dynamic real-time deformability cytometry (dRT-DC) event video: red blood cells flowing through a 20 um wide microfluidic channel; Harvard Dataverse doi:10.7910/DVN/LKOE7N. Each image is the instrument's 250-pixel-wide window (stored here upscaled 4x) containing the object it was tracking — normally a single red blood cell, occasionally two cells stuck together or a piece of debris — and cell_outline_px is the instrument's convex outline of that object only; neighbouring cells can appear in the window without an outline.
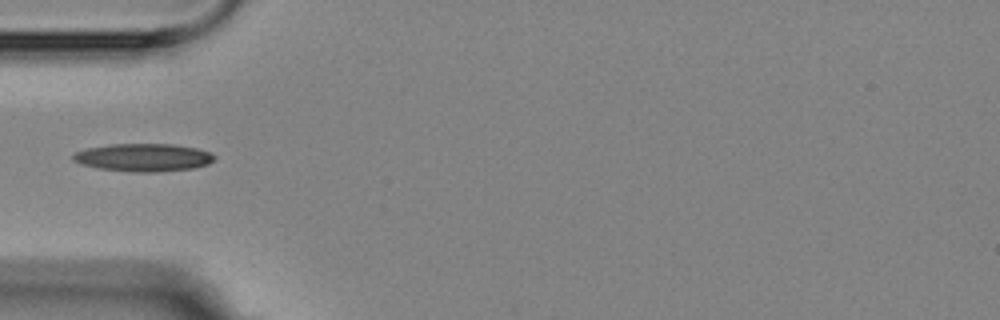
{"species": "Egyptian fruit bat (a non-hibernating species)", "species_latin": "Rousettus aegyptiacus", "temperature_condition": "room temperature", "stored_images_in_passage": 12, "camera_frame_rate_fps": 3000, "um_per_image_px": 0.085, "animal": {"sex": "female"}, "frame": {"image": 1, "passage_image": 1, "time_ms": 0.0, "image_size_px": [1000, 320], "cell_outline_px": [[216, 156], [208, 164], [192, 168], [156, 172], [136, 172], [100, 168], [80, 164], [72, 160], [72, 156], [76, 152], [88, 148], [112, 144], [172, 144], [196, 148], [208, 152]], "centroid_in_image_um": [12.17, 13.38], "position_along_channel_um": 72.8, "area_um2": 22.66}}
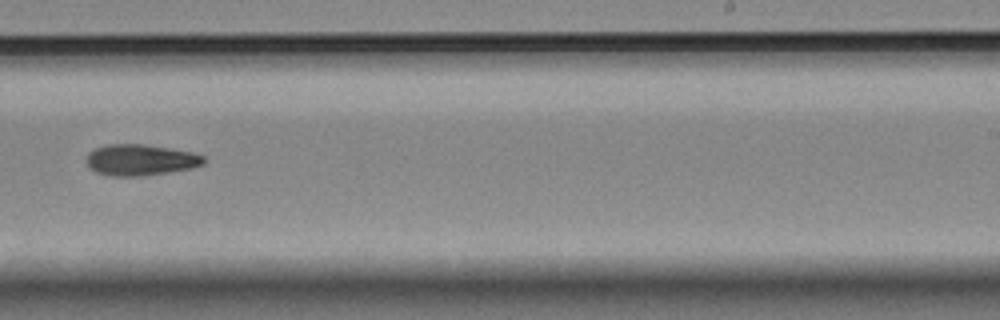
{"frame": {"image": 2, "passage_image": 6, "time_ms": 5.667, "image_size_px": [1000, 320], "cell_outline_px": [[208, 160], [204, 164], [192, 168], [140, 176], [112, 176], [96, 172], [88, 168], [84, 160], [88, 152], [104, 144], [144, 144], [192, 152], [204, 156]], "centroid_in_image_um": [11.9, 13.59], "position_along_channel_um": 277.1, "area_um2": 21.5}}
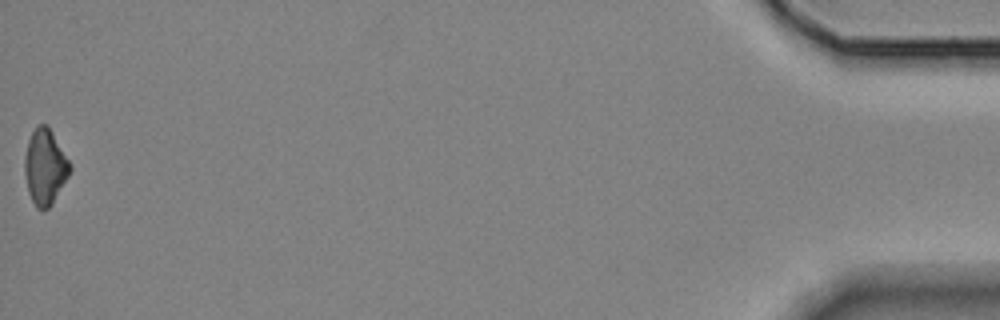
{"frame": {"image": 3, "passage_image": 12, "time_ms": 12.667, "image_size_px": [1000, 320], "cell_outline_px": [[72, 168], [68, 176], [52, 204], [48, 208], [36, 208], [28, 192], [24, 172], [24, 160], [28, 140], [36, 124], [48, 124], [72, 164]], "centroid_in_image_um": [3.83, 14.14], "position_along_channel_um": 431.4, "area_um2": 20.06}}